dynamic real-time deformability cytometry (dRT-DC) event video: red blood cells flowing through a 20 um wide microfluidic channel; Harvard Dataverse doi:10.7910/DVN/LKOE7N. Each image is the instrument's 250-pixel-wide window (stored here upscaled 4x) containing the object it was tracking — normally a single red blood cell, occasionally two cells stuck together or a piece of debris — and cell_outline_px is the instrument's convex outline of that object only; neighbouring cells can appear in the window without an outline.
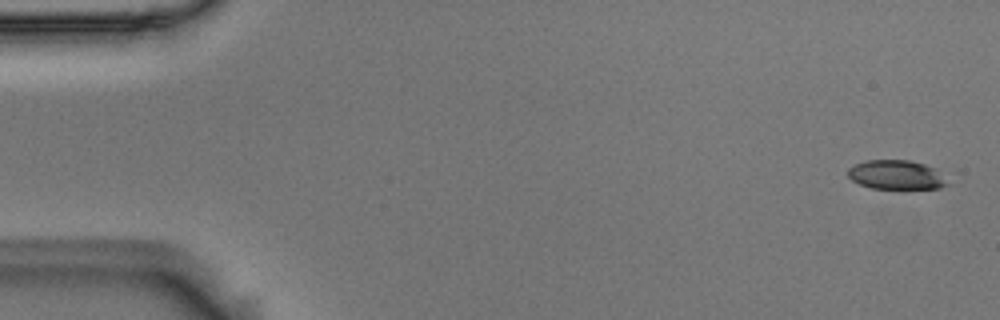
{"species": "Egyptian fruit bat (a non-hibernating species)", "species_latin": "Rousettus aegyptiacus", "temperature_condition": "room temperature", "stored_images_in_passage": 55, "camera_frame_rate_fps": 3000, "um_per_image_px": 0.085, "animal": {"sex": "male"}, "frame": {"image": 1, "passage_image": 2, "time_ms": 0.333, "image_size_px": [1000, 320], "cell_outline_px": [[952, 184], [940, 188], [872, 188], [860, 184], [852, 180], [848, 176], [848, 168], [856, 164], [868, 160], [908, 160], [924, 164], [932, 168]], "centroid_in_image_um": [76.18, 14.86], "position_along_channel_um": 8.8, "area_um2": 16.65}}
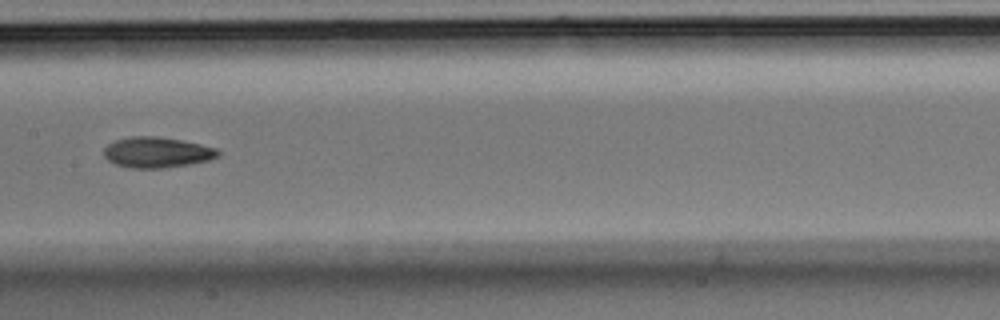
{"frame": {"image": 2, "passage_image": 28, "time_ms": 9.0, "image_size_px": [1000, 320], "cell_outline_px": [[220, 156], [208, 160], [192, 164], [164, 168], [128, 168], [116, 164], [108, 160], [104, 156], [104, 148], [108, 144], [116, 140], [132, 136], [156, 136], [180, 140], [200, 144], [216, 148], [220, 152]], "centroid_in_image_um": [13.35, 12.96], "position_along_channel_um": 194.1, "area_um2": 20.4}}
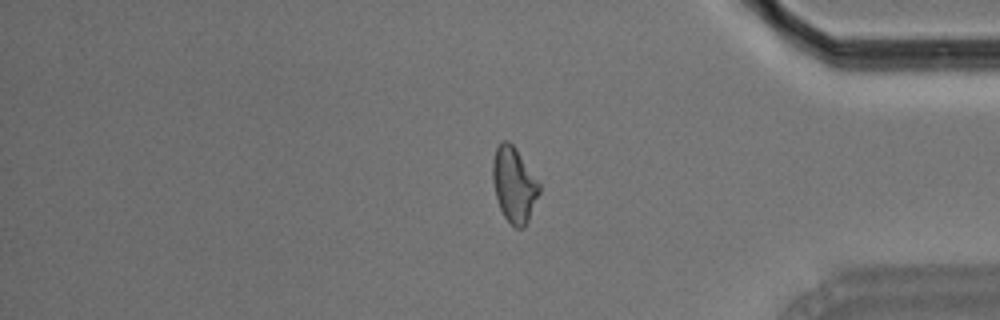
{"frame": {"image": 3, "passage_image": 46, "time_ms": 15.0, "image_size_px": [1000, 320], "cell_outline_px": [[540, 192], [528, 220], [524, 228], [516, 228], [504, 216], [500, 208], [496, 196], [492, 180], [492, 160], [496, 148], [500, 140], [508, 140], [516, 148], [540, 184]], "centroid_in_image_um": [43.68, 15.67], "position_along_channel_um": 391.5, "area_um2": 20.35}, "authors_computed_cell_mechanics": {"area_um2": 19.941, "velocity_mm_per_s": 3.6712, "shape_relaxation_time_tau1_ms": 6.9457, "shape_relaxation_time_tau2_ms": 5.2833, "deformation_change_tau1": 0.1599, "deformation_change_tau2": 0.1193}}